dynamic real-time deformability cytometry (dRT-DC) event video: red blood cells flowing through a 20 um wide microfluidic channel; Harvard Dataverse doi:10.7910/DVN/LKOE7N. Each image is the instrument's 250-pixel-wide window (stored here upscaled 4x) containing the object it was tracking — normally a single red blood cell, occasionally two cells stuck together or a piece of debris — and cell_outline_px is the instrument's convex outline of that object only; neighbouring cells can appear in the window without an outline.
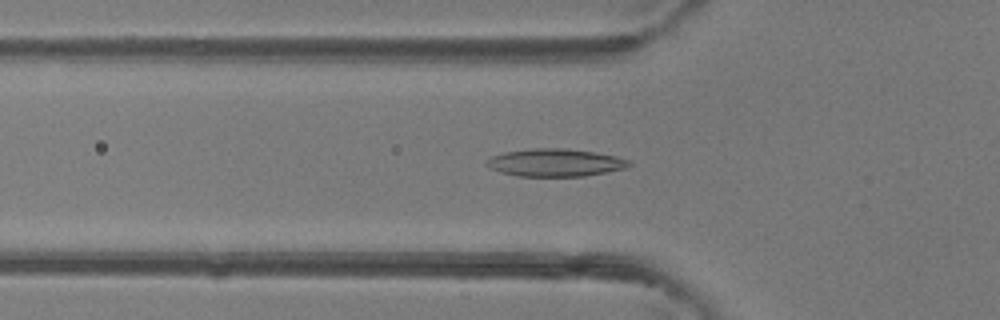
{"species": "common noctule bat (a hibernating species)", "species_latin": "Nyctalus noctula", "temperature_condition": "room temperature", "stored_images_in_passage": 47, "camera_frame_rate_fps": 3000, "um_per_image_px": 0.085, "animal": {"sex": "female"}, "frame": {"image": 1, "passage_image": 16, "time_ms": 5.0, "image_size_px": [1000, 320], "cell_outline_px": [[632, 164], [624, 168], [584, 176], [516, 176], [500, 172], [488, 168], [484, 164], [492, 156], [504, 152], [532, 148], [564, 148], [592, 152], [616, 156], [628, 160]], "centroid_in_image_um": [47.13, 13.82], "position_along_channel_um": 78.7, "area_um2": 22.83}}
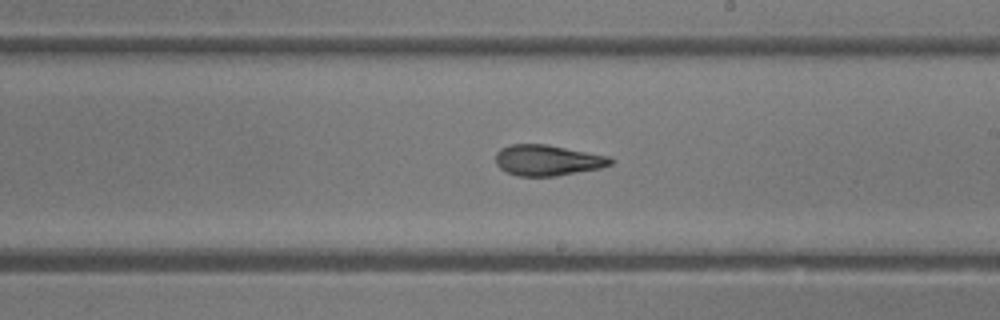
{"frame": {"image": 2, "passage_image": 27, "time_ms": 8.667, "image_size_px": [1000, 320], "cell_outline_px": [[616, 160], [612, 164], [600, 168], [556, 176], [516, 176], [500, 168], [496, 164], [496, 152], [500, 148], [512, 144], [544, 144], [612, 156]], "centroid_in_image_um": [46.58, 13.62], "position_along_channel_um": 242.4, "area_um2": 20.75}}
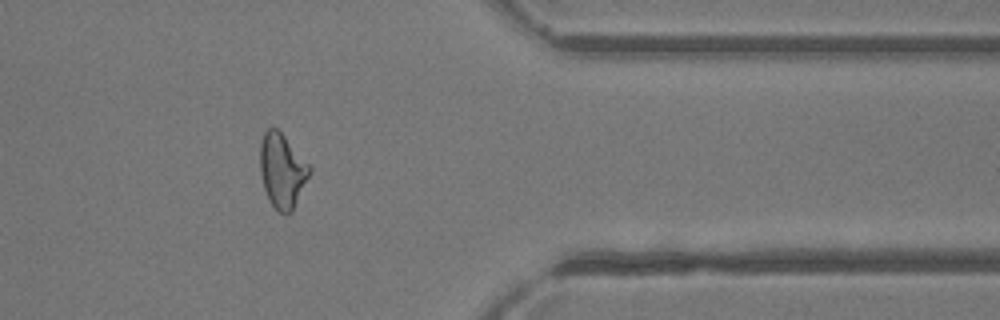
{"frame": {"image": 3, "passage_image": 38, "time_ms": 12.333, "image_size_px": [1000, 320], "cell_outline_px": [[312, 172], [292, 212], [280, 212], [268, 200], [264, 188], [260, 172], [260, 144], [264, 132], [268, 128], [276, 128], [284, 136], [312, 168]], "centroid_in_image_um": [23.99, 14.51], "position_along_channel_um": 387.4, "area_um2": 21.27}, "authors_computed_cell_mechanics": {"area_um2": 21.675, "velocity_mm_per_s": 4.4427, "shape_relaxation_time_tau1_ms": 10.2902, "shape_relaxation_time_tau2_ms": 2.5409, "deformation_change_tau1": 0.2558, "deformation_change_tau2": 0.1072}}